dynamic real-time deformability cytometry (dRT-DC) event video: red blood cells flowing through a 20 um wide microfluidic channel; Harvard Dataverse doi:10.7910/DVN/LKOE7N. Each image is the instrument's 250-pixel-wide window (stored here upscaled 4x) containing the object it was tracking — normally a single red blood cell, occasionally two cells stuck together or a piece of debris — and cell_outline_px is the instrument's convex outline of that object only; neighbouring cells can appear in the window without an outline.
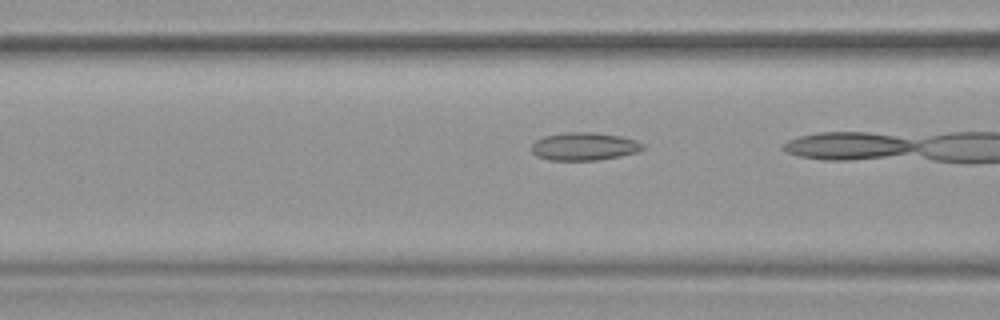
{"species": "common noctule bat (a hibernating species)", "species_latin": "Nyctalus noctula", "temperature_condition": "warm", "stored_images_in_passage": 19, "camera_frame_rate_fps": 3000, "um_per_image_px": 0.085, "animal": {"sex": "female", "body_mass_g": 19.9}, "frame": {"image": 1, "passage_image": 18, "time_ms": 5.667, "image_size_px": [1000, 320], "cell_outline_px": [[644, 148], [636, 152], [620, 156], [596, 160], [548, 160], [536, 156], [532, 152], [532, 144], [536, 140], [544, 136], [564, 132], [596, 132], [620, 136], [636, 140], [644, 144]], "centroid_in_image_um": [49.64, 12.44], "position_along_channel_um": 117.0, "area_um2": 18.15}}